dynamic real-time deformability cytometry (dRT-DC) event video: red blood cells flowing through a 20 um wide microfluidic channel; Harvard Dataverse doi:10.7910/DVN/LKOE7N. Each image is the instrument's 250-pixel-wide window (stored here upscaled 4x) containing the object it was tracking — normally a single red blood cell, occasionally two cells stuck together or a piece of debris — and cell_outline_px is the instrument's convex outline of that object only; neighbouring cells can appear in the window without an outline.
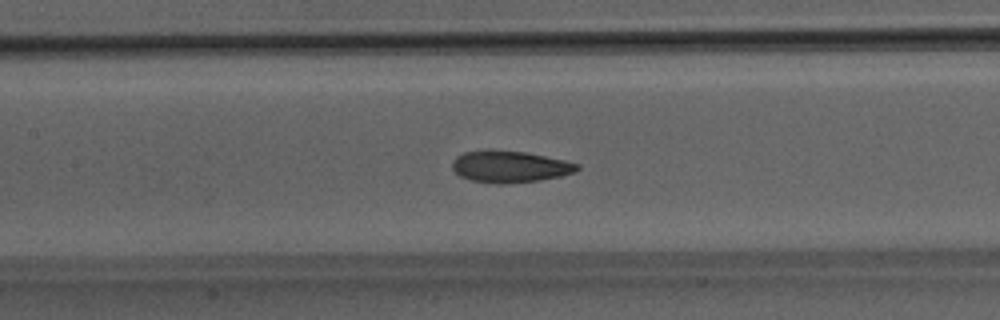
{"species": "Egyptian fruit bat (a non-hibernating species)", "species_latin": "Rousettus aegyptiacus", "temperature_condition": "room temperature", "stored_images_in_passage": 42, "camera_frame_rate_fps": 3000, "um_per_image_px": 0.085, "animal": {"sex": "male"}, "frame": {"image": 1, "passage_image": 15, "time_ms": 4.667, "image_size_px": [1000, 320], "cell_outline_px": [[580, 168], [576, 172], [560, 176], [540, 180], [504, 184], [496, 184], [468, 180], [460, 176], [452, 168], [452, 160], [456, 156], [464, 152], [524, 152], [564, 160], [580, 164]], "centroid_in_image_um": [43.35, 14.2], "position_along_channel_um": 164.0, "area_um2": 22.6}}
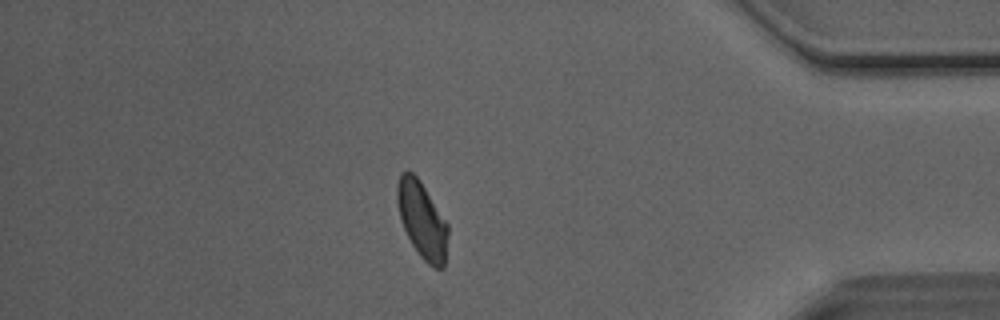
{"frame": {"image": 2, "passage_image": 35, "time_ms": 11.333, "image_size_px": [1000, 320], "cell_outline_px": [[448, 236], [444, 268], [436, 268], [428, 264], [420, 256], [412, 244], [404, 228], [400, 216], [396, 200], [396, 184], [400, 172], [408, 168], [420, 180], [448, 224]], "centroid_in_image_um": [35.86, 18.65], "position_along_channel_um": 399.3, "area_um2": 22.77}}
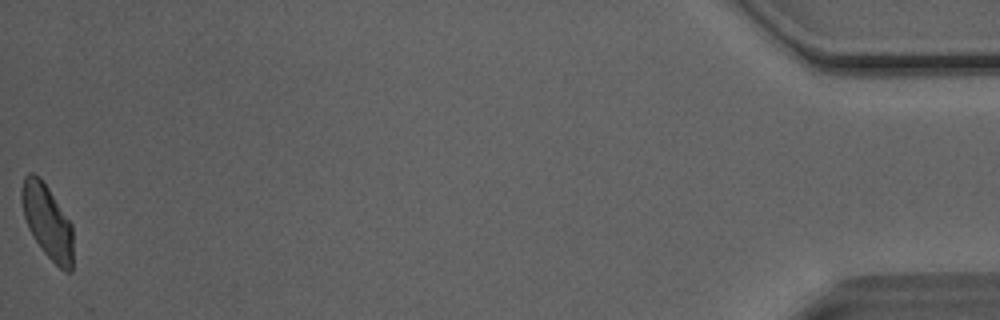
{"frame": {"image": 3, "passage_image": 42, "time_ms": 13.667, "image_size_px": [1000, 320], "cell_outline_px": [[72, 272], [64, 272], [44, 252], [28, 228], [24, 216], [20, 200], [20, 188], [24, 176], [28, 172], [32, 172], [40, 176], [72, 224]], "centroid_in_image_um": [4.0, 18.78], "position_along_channel_um": 431.2, "area_um2": 22.2}, "authors_computed_cell_mechanics": {"area_um2": 23.0622, "velocity_mm_per_s": 4.0625, "shape_relaxation_time_tau1_ms": 6.1616, "shape_relaxation_time_tau2_ms": 1.0554, "deformation_change_tau1": 0.1521, "deformation_change_tau2": 0.0635}}